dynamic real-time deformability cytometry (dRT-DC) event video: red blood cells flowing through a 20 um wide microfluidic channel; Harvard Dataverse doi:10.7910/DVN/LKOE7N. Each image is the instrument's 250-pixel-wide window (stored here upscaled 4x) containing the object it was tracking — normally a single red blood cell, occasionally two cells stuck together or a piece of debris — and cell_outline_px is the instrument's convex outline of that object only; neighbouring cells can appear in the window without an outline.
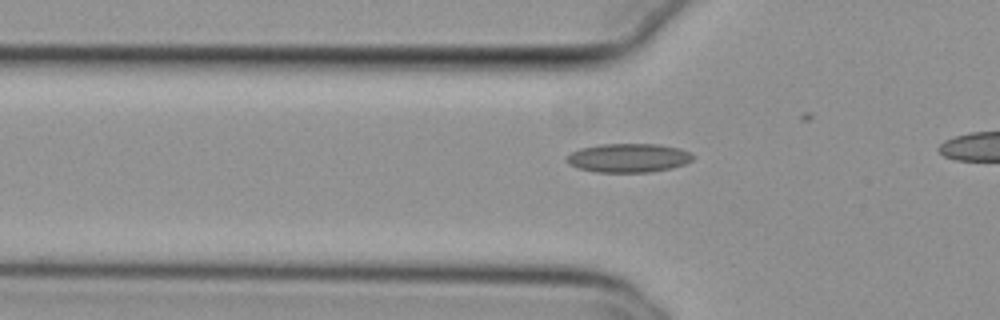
{"species": "common noctule bat (a hibernating species)", "species_latin": "Nyctalus noctula", "temperature_condition": "cold", "stored_images_in_passage": 21, "camera_frame_rate_fps": 3000, "um_per_image_px": 0.085, "animal": {"sex": "female", "body_mass_g": 29.2, "forearm_length_mm": 56.3}, "frame": {"image": 1, "passage_image": 5, "time_ms": 1.333, "image_size_px": [1000, 320], "cell_outline_px": [[692, 160], [684, 164], [672, 168], [648, 172], [596, 172], [576, 168], [568, 164], [568, 156], [572, 152], [580, 148], [600, 144], [656, 144], [680, 148], [688, 152], [692, 156]], "centroid_in_image_um": [53.39, 13.42], "position_along_channel_um": 72.4, "area_um2": 21.1}}
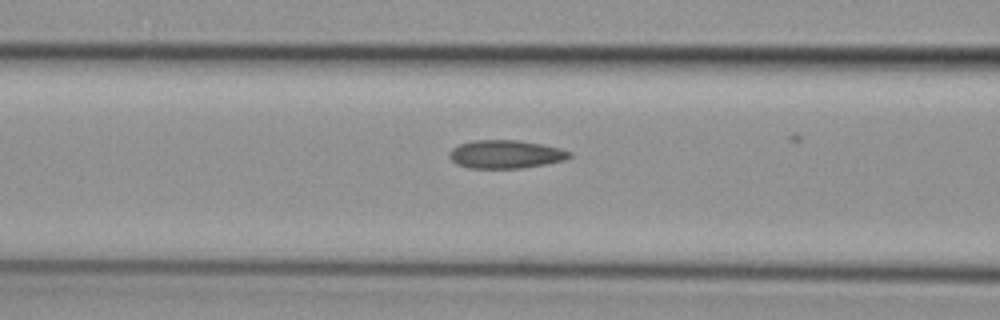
{"frame": {"image": 2, "passage_image": 9, "time_ms": 2.667, "image_size_px": [1000, 320], "cell_outline_px": [[572, 156], [564, 160], [544, 164], [520, 168], [468, 168], [456, 164], [448, 156], [448, 152], [452, 148], [460, 144], [472, 140], [516, 140], [540, 144], [560, 148], [572, 152]], "centroid_in_image_um": [42.95, 13.11], "position_along_channel_um": 123.7, "area_um2": 19.77}}
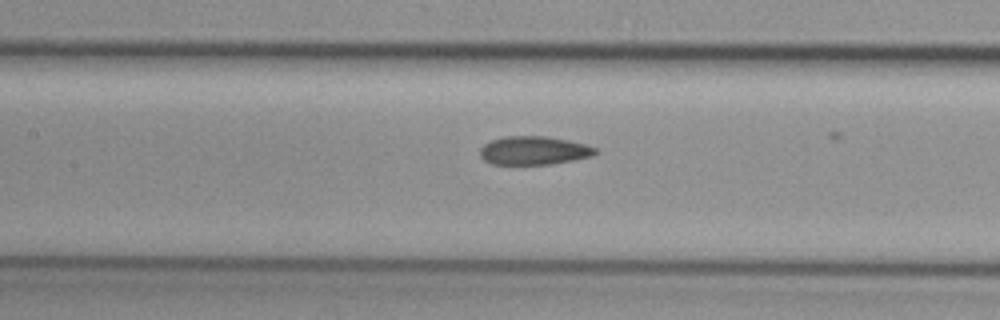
{"frame": {"image": 3, "passage_image": 12, "time_ms": 3.667, "image_size_px": [1000, 320], "cell_outline_px": [[600, 152], [592, 156], [552, 164], [492, 164], [484, 160], [480, 156], [480, 148], [484, 144], [492, 140], [504, 136], [544, 136], [568, 140], [584, 144], [596, 148]], "centroid_in_image_um": [45.38, 12.79], "position_along_channel_um": 162.0, "area_um2": 19.13}}